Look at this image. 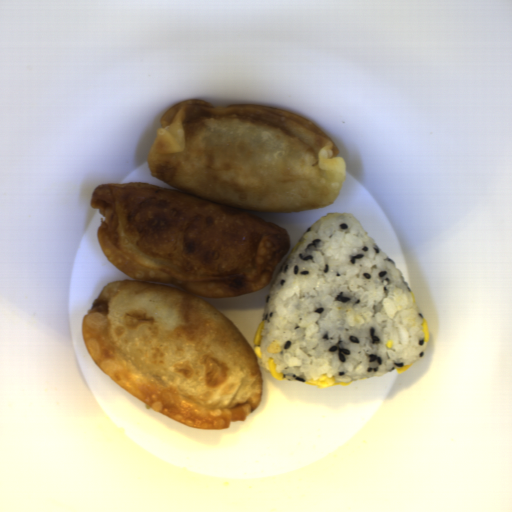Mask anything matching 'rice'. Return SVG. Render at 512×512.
Returning <instances> with one entry per match:
<instances>
[{
  "instance_id": "obj_1",
  "label": "rice",
  "mask_w": 512,
  "mask_h": 512,
  "mask_svg": "<svg viewBox=\"0 0 512 512\" xmlns=\"http://www.w3.org/2000/svg\"><path fill=\"white\" fill-rule=\"evenodd\" d=\"M424 319L405 279L362 224L351 213H327L273 279L256 358L267 371L274 358L287 382L306 384L324 374L338 383L379 378L423 359Z\"/></svg>"
}]
</instances>
